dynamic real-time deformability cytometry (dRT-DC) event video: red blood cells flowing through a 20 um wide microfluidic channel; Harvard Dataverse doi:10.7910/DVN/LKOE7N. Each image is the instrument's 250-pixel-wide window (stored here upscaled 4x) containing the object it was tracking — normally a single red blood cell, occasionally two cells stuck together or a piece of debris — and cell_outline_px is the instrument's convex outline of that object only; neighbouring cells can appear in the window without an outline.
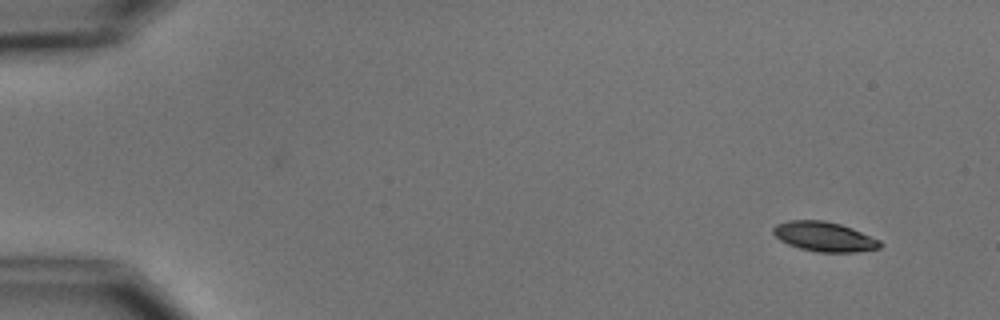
{"species": "common noctule bat (a hibernating species)", "species_latin": "Nyctalus noctula", "temperature_condition": "cold", "stored_images_in_passage": 5, "camera_frame_rate_fps": 3000, "um_per_image_px": 0.085, "animal": {"sex": "male", "body_mass_g": 15.6}, "frame": {"image": 1, "passage_image": 1, "time_ms": 0.0, "image_size_px": [1000, 320], "cell_outline_px": [[884, 244], [880, 248], [856, 252], [820, 252], [800, 248], [788, 244], [780, 240], [772, 232], [772, 228], [776, 224], [788, 220], [824, 220], [840, 224], [852, 228], [880, 240]], "centroid_in_image_um": [70.07, 20.11], "position_along_channel_um": 14.9, "area_um2": 18.5}}
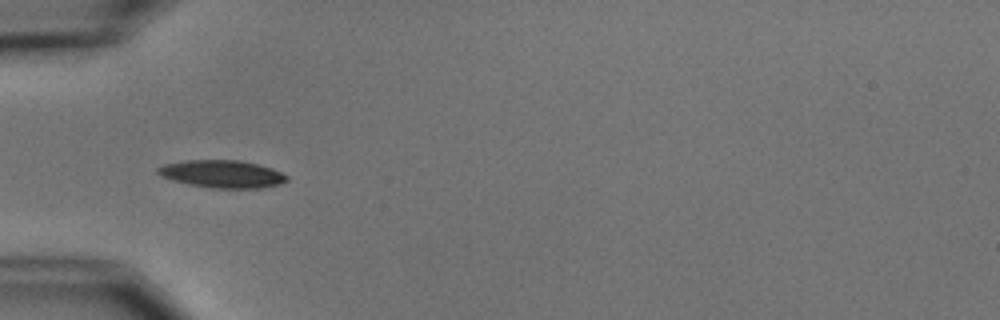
{"frame": {"image": 2, "passage_image": 4, "time_ms": 4.667, "image_size_px": [1000, 320], "cell_outline_px": [[288, 180], [280, 184], [260, 188], [212, 188], [188, 184], [172, 180], [160, 176], [156, 172], [156, 168], [164, 164], [184, 160], [240, 160], [272, 168], [288, 176]], "centroid_in_image_um": [18.85, 14.78], "position_along_channel_um": 66.1, "area_um2": 20.81}}